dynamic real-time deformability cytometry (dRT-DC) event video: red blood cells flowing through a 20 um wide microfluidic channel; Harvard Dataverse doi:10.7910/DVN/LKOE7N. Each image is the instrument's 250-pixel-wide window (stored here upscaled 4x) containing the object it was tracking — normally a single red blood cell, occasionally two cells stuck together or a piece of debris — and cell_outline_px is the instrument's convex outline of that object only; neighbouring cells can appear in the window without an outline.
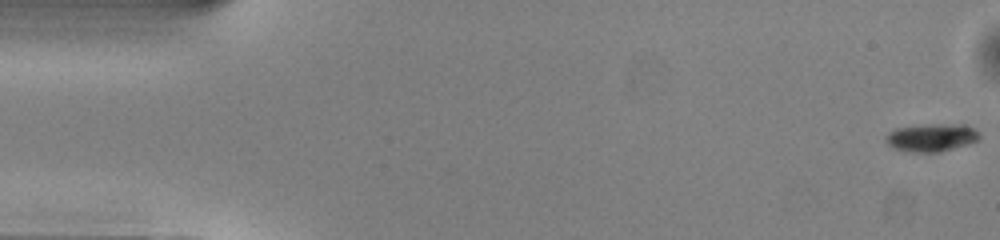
{"species": "common noctule bat (a hibernating species)", "species_latin": "Nyctalus noctula", "temperature_condition": "warm", "stored_images_in_passage": 52, "camera_frame_rate_fps": 3000, "um_per_image_px": 0.085, "animal": {"sex": "male", "body_mass_g": 13.0, "forearm_length_mm": 53.1}, "frame": {"image": 1, "passage_image": 1, "time_ms": 0.0, "image_size_px": [1000, 240], "cell_outline_px": [[980, 140], [968, 144], [940, 152], [912, 152], [892, 148], [884, 140], [884, 136], [888, 132], [896, 128], [928, 124], [964, 124], [980, 132]], "centroid_in_image_um": [79.17, 11.69], "position_along_channel_um": 5.8, "area_um2": 15.43}}
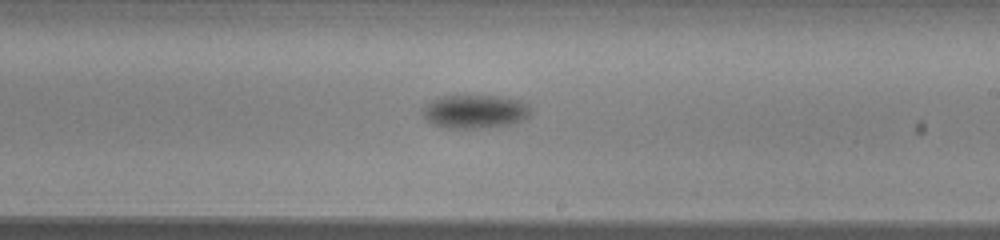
{"frame": {"image": 2, "passage_image": 30, "time_ms": 9.667, "image_size_px": [1000, 240], "cell_outline_px": [[532, 108], [528, 116], [520, 120], [508, 124], [484, 128], [444, 128], [432, 124], [424, 116], [424, 108], [436, 96], [496, 96], [520, 100], [528, 104]], "centroid_in_image_um": [40.37, 9.48], "position_along_channel_um": 248.6, "area_um2": 20.92}}
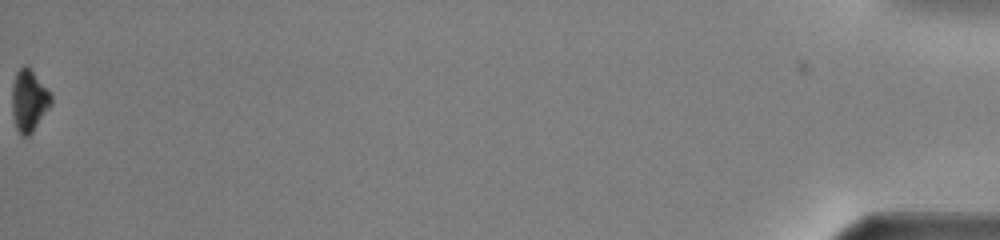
{"frame": {"image": 3, "passage_image": 52, "time_ms": 17.0, "image_size_px": [1000, 240], "cell_outline_px": [[52, 104], [32, 132], [28, 136], [20, 136], [16, 128], [12, 112], [12, 84], [16, 72], [24, 64], [28, 64], [52, 96]], "centroid_in_image_um": [2.45, 8.53], "position_along_channel_um": 432.8, "area_um2": 14.16}, "authors_computed_cell_mechanics": {"area_um2": 17.6579, "velocity_mm_per_s": 4.0155, "shape_relaxation_time_tau1_ms": 1.1834, "shape_relaxation_time_tau2_ms": null, "deformation_change_tau1": 0.086, "deformation_change_tau2": null}}